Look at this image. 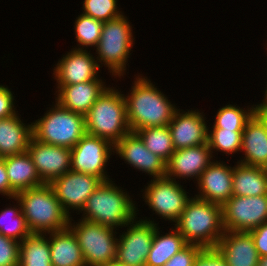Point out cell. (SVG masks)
<instances>
[{
	"label": "cell",
	"instance_id": "obj_1",
	"mask_svg": "<svg viewBox=\"0 0 267 266\" xmlns=\"http://www.w3.org/2000/svg\"><path fill=\"white\" fill-rule=\"evenodd\" d=\"M132 92L124 96L131 132L147 127L165 126L177 108L145 77H137Z\"/></svg>",
	"mask_w": 267,
	"mask_h": 266
},
{
	"label": "cell",
	"instance_id": "obj_2",
	"mask_svg": "<svg viewBox=\"0 0 267 266\" xmlns=\"http://www.w3.org/2000/svg\"><path fill=\"white\" fill-rule=\"evenodd\" d=\"M175 228L187 244L213 249L225 232L222 206L198 197L191 198L175 223Z\"/></svg>",
	"mask_w": 267,
	"mask_h": 266
},
{
	"label": "cell",
	"instance_id": "obj_3",
	"mask_svg": "<svg viewBox=\"0 0 267 266\" xmlns=\"http://www.w3.org/2000/svg\"><path fill=\"white\" fill-rule=\"evenodd\" d=\"M16 198L21 203V211L31 233L45 232L46 235L68 228L71 217L63 210L50 184L21 191Z\"/></svg>",
	"mask_w": 267,
	"mask_h": 266
},
{
	"label": "cell",
	"instance_id": "obj_4",
	"mask_svg": "<svg viewBox=\"0 0 267 266\" xmlns=\"http://www.w3.org/2000/svg\"><path fill=\"white\" fill-rule=\"evenodd\" d=\"M86 133L115 145L131 132L124 94L106 88L85 115Z\"/></svg>",
	"mask_w": 267,
	"mask_h": 266
},
{
	"label": "cell",
	"instance_id": "obj_5",
	"mask_svg": "<svg viewBox=\"0 0 267 266\" xmlns=\"http://www.w3.org/2000/svg\"><path fill=\"white\" fill-rule=\"evenodd\" d=\"M112 180L102 181L89 196L82 219L116 229L127 226L136 216V208L127 193L112 184Z\"/></svg>",
	"mask_w": 267,
	"mask_h": 266
},
{
	"label": "cell",
	"instance_id": "obj_6",
	"mask_svg": "<svg viewBox=\"0 0 267 266\" xmlns=\"http://www.w3.org/2000/svg\"><path fill=\"white\" fill-rule=\"evenodd\" d=\"M48 111L32 124L33 137L45 144L72 149L86 134L85 116L65 109L57 102Z\"/></svg>",
	"mask_w": 267,
	"mask_h": 266
},
{
	"label": "cell",
	"instance_id": "obj_7",
	"mask_svg": "<svg viewBox=\"0 0 267 266\" xmlns=\"http://www.w3.org/2000/svg\"><path fill=\"white\" fill-rule=\"evenodd\" d=\"M131 28L124 15L103 22L100 40L96 46V61L104 62V66L106 65L114 76L120 77L126 70V61L133 47Z\"/></svg>",
	"mask_w": 267,
	"mask_h": 266
},
{
	"label": "cell",
	"instance_id": "obj_8",
	"mask_svg": "<svg viewBox=\"0 0 267 266\" xmlns=\"http://www.w3.org/2000/svg\"><path fill=\"white\" fill-rule=\"evenodd\" d=\"M69 228L77 237L86 266H102L116 259L118 238L114 229L98 223L81 220Z\"/></svg>",
	"mask_w": 267,
	"mask_h": 266
},
{
	"label": "cell",
	"instance_id": "obj_9",
	"mask_svg": "<svg viewBox=\"0 0 267 266\" xmlns=\"http://www.w3.org/2000/svg\"><path fill=\"white\" fill-rule=\"evenodd\" d=\"M225 231H245L267 222V195L235 196L222 205Z\"/></svg>",
	"mask_w": 267,
	"mask_h": 266
},
{
	"label": "cell",
	"instance_id": "obj_10",
	"mask_svg": "<svg viewBox=\"0 0 267 266\" xmlns=\"http://www.w3.org/2000/svg\"><path fill=\"white\" fill-rule=\"evenodd\" d=\"M111 150H114V145L108 140L86 133L71 149V170L108 181L104 169Z\"/></svg>",
	"mask_w": 267,
	"mask_h": 266
},
{
	"label": "cell",
	"instance_id": "obj_11",
	"mask_svg": "<svg viewBox=\"0 0 267 266\" xmlns=\"http://www.w3.org/2000/svg\"><path fill=\"white\" fill-rule=\"evenodd\" d=\"M145 202L163 219L177 222L191 199L176 179L167 177L151 180L145 188ZM189 197V198H188Z\"/></svg>",
	"mask_w": 267,
	"mask_h": 266
},
{
	"label": "cell",
	"instance_id": "obj_12",
	"mask_svg": "<svg viewBox=\"0 0 267 266\" xmlns=\"http://www.w3.org/2000/svg\"><path fill=\"white\" fill-rule=\"evenodd\" d=\"M140 220L128 224L129 229L118 239L116 260L127 266H146L157 224Z\"/></svg>",
	"mask_w": 267,
	"mask_h": 266
},
{
	"label": "cell",
	"instance_id": "obj_13",
	"mask_svg": "<svg viewBox=\"0 0 267 266\" xmlns=\"http://www.w3.org/2000/svg\"><path fill=\"white\" fill-rule=\"evenodd\" d=\"M102 180L94 175L69 170L54 179L50 185L63 210L69 215V210H81L87 199L100 185Z\"/></svg>",
	"mask_w": 267,
	"mask_h": 266
},
{
	"label": "cell",
	"instance_id": "obj_14",
	"mask_svg": "<svg viewBox=\"0 0 267 266\" xmlns=\"http://www.w3.org/2000/svg\"><path fill=\"white\" fill-rule=\"evenodd\" d=\"M27 152L45 184H50L54 179L71 170V149L67 147L45 144L32 136Z\"/></svg>",
	"mask_w": 267,
	"mask_h": 266
},
{
	"label": "cell",
	"instance_id": "obj_15",
	"mask_svg": "<svg viewBox=\"0 0 267 266\" xmlns=\"http://www.w3.org/2000/svg\"><path fill=\"white\" fill-rule=\"evenodd\" d=\"M114 151L129 165L150 174L153 179L166 177V162L147 149L136 133L123 136L114 145Z\"/></svg>",
	"mask_w": 267,
	"mask_h": 266
},
{
	"label": "cell",
	"instance_id": "obj_16",
	"mask_svg": "<svg viewBox=\"0 0 267 266\" xmlns=\"http://www.w3.org/2000/svg\"><path fill=\"white\" fill-rule=\"evenodd\" d=\"M177 109L168 127L176 150L208 143L207 124L199 111L179 112Z\"/></svg>",
	"mask_w": 267,
	"mask_h": 266
},
{
	"label": "cell",
	"instance_id": "obj_17",
	"mask_svg": "<svg viewBox=\"0 0 267 266\" xmlns=\"http://www.w3.org/2000/svg\"><path fill=\"white\" fill-rule=\"evenodd\" d=\"M54 77L57 85H72L96 80L100 64L82 48H74L56 64Z\"/></svg>",
	"mask_w": 267,
	"mask_h": 266
},
{
	"label": "cell",
	"instance_id": "obj_18",
	"mask_svg": "<svg viewBox=\"0 0 267 266\" xmlns=\"http://www.w3.org/2000/svg\"><path fill=\"white\" fill-rule=\"evenodd\" d=\"M212 153L208 143L176 150L166 163V177L174 180L176 177L183 179L195 176L198 181L202 172L212 163Z\"/></svg>",
	"mask_w": 267,
	"mask_h": 266
},
{
	"label": "cell",
	"instance_id": "obj_19",
	"mask_svg": "<svg viewBox=\"0 0 267 266\" xmlns=\"http://www.w3.org/2000/svg\"><path fill=\"white\" fill-rule=\"evenodd\" d=\"M232 175V167L212 161L197 181L200 194L195 196L222 206L233 196Z\"/></svg>",
	"mask_w": 267,
	"mask_h": 266
},
{
	"label": "cell",
	"instance_id": "obj_20",
	"mask_svg": "<svg viewBox=\"0 0 267 266\" xmlns=\"http://www.w3.org/2000/svg\"><path fill=\"white\" fill-rule=\"evenodd\" d=\"M215 249L228 266H257L260 258L250 232L225 231Z\"/></svg>",
	"mask_w": 267,
	"mask_h": 266
},
{
	"label": "cell",
	"instance_id": "obj_21",
	"mask_svg": "<svg viewBox=\"0 0 267 266\" xmlns=\"http://www.w3.org/2000/svg\"><path fill=\"white\" fill-rule=\"evenodd\" d=\"M103 83L97 78L78 84L58 85L56 102L65 109L85 116L107 88Z\"/></svg>",
	"mask_w": 267,
	"mask_h": 266
},
{
	"label": "cell",
	"instance_id": "obj_22",
	"mask_svg": "<svg viewBox=\"0 0 267 266\" xmlns=\"http://www.w3.org/2000/svg\"><path fill=\"white\" fill-rule=\"evenodd\" d=\"M241 150L245 158L238 163L267 169V127L256 113L242 132Z\"/></svg>",
	"mask_w": 267,
	"mask_h": 266
},
{
	"label": "cell",
	"instance_id": "obj_23",
	"mask_svg": "<svg viewBox=\"0 0 267 266\" xmlns=\"http://www.w3.org/2000/svg\"><path fill=\"white\" fill-rule=\"evenodd\" d=\"M4 159L11 190L15 194L45 184L37 173L36 166L27 151L6 156Z\"/></svg>",
	"mask_w": 267,
	"mask_h": 266
},
{
	"label": "cell",
	"instance_id": "obj_24",
	"mask_svg": "<svg viewBox=\"0 0 267 266\" xmlns=\"http://www.w3.org/2000/svg\"><path fill=\"white\" fill-rule=\"evenodd\" d=\"M32 136V123L25 126L17 114L0 119V157L26 152Z\"/></svg>",
	"mask_w": 267,
	"mask_h": 266
},
{
	"label": "cell",
	"instance_id": "obj_25",
	"mask_svg": "<svg viewBox=\"0 0 267 266\" xmlns=\"http://www.w3.org/2000/svg\"><path fill=\"white\" fill-rule=\"evenodd\" d=\"M48 234L52 266H86L77 237L69 227Z\"/></svg>",
	"mask_w": 267,
	"mask_h": 266
},
{
	"label": "cell",
	"instance_id": "obj_26",
	"mask_svg": "<svg viewBox=\"0 0 267 266\" xmlns=\"http://www.w3.org/2000/svg\"><path fill=\"white\" fill-rule=\"evenodd\" d=\"M232 189L235 196L267 195V169L237 163L233 167Z\"/></svg>",
	"mask_w": 267,
	"mask_h": 266
},
{
	"label": "cell",
	"instance_id": "obj_27",
	"mask_svg": "<svg viewBox=\"0 0 267 266\" xmlns=\"http://www.w3.org/2000/svg\"><path fill=\"white\" fill-rule=\"evenodd\" d=\"M187 245L183 235L175 228L174 231L160 236L157 225L147 256L146 266H163L177 252Z\"/></svg>",
	"mask_w": 267,
	"mask_h": 266
},
{
	"label": "cell",
	"instance_id": "obj_28",
	"mask_svg": "<svg viewBox=\"0 0 267 266\" xmlns=\"http://www.w3.org/2000/svg\"><path fill=\"white\" fill-rule=\"evenodd\" d=\"M30 233L20 242L19 266H52L48 238Z\"/></svg>",
	"mask_w": 267,
	"mask_h": 266
},
{
	"label": "cell",
	"instance_id": "obj_29",
	"mask_svg": "<svg viewBox=\"0 0 267 266\" xmlns=\"http://www.w3.org/2000/svg\"><path fill=\"white\" fill-rule=\"evenodd\" d=\"M135 133L141 138L147 149L158 155L166 163L175 152L168 125L147 127L137 130Z\"/></svg>",
	"mask_w": 267,
	"mask_h": 266
},
{
	"label": "cell",
	"instance_id": "obj_30",
	"mask_svg": "<svg viewBox=\"0 0 267 266\" xmlns=\"http://www.w3.org/2000/svg\"><path fill=\"white\" fill-rule=\"evenodd\" d=\"M15 200H17L18 202V209L17 207H13V208H6L4 210L1 211L0 214V234L4 235L5 237L14 239L16 241L21 242L24 238H26L31 232L29 231L27 225H26V221L25 218L23 216V213L21 211V203L19 202V200L15 197L13 198ZM7 218L9 219V223L11 220L12 223L9 224H5V219L7 220ZM13 218V219H12Z\"/></svg>",
	"mask_w": 267,
	"mask_h": 266
},
{
	"label": "cell",
	"instance_id": "obj_31",
	"mask_svg": "<svg viewBox=\"0 0 267 266\" xmlns=\"http://www.w3.org/2000/svg\"><path fill=\"white\" fill-rule=\"evenodd\" d=\"M255 113V107L247 111L237 106L226 105L219 109L213 128H222L228 130H244L247 121Z\"/></svg>",
	"mask_w": 267,
	"mask_h": 266
},
{
	"label": "cell",
	"instance_id": "obj_32",
	"mask_svg": "<svg viewBox=\"0 0 267 266\" xmlns=\"http://www.w3.org/2000/svg\"><path fill=\"white\" fill-rule=\"evenodd\" d=\"M242 132L243 130L213 128L208 131L210 150L222 151L229 155L241 151Z\"/></svg>",
	"mask_w": 267,
	"mask_h": 266
},
{
	"label": "cell",
	"instance_id": "obj_33",
	"mask_svg": "<svg viewBox=\"0 0 267 266\" xmlns=\"http://www.w3.org/2000/svg\"><path fill=\"white\" fill-rule=\"evenodd\" d=\"M75 21L76 40L84 47H96L102 33L103 22L81 14Z\"/></svg>",
	"mask_w": 267,
	"mask_h": 266
},
{
	"label": "cell",
	"instance_id": "obj_34",
	"mask_svg": "<svg viewBox=\"0 0 267 266\" xmlns=\"http://www.w3.org/2000/svg\"><path fill=\"white\" fill-rule=\"evenodd\" d=\"M83 10V14L102 22L123 15L117 10V0H84Z\"/></svg>",
	"mask_w": 267,
	"mask_h": 266
},
{
	"label": "cell",
	"instance_id": "obj_35",
	"mask_svg": "<svg viewBox=\"0 0 267 266\" xmlns=\"http://www.w3.org/2000/svg\"><path fill=\"white\" fill-rule=\"evenodd\" d=\"M20 242L0 234V266H19Z\"/></svg>",
	"mask_w": 267,
	"mask_h": 266
},
{
	"label": "cell",
	"instance_id": "obj_36",
	"mask_svg": "<svg viewBox=\"0 0 267 266\" xmlns=\"http://www.w3.org/2000/svg\"><path fill=\"white\" fill-rule=\"evenodd\" d=\"M202 250L198 245L187 244L163 266H194L195 259Z\"/></svg>",
	"mask_w": 267,
	"mask_h": 266
},
{
	"label": "cell",
	"instance_id": "obj_37",
	"mask_svg": "<svg viewBox=\"0 0 267 266\" xmlns=\"http://www.w3.org/2000/svg\"><path fill=\"white\" fill-rule=\"evenodd\" d=\"M194 266H228L215 249H203L195 259Z\"/></svg>",
	"mask_w": 267,
	"mask_h": 266
},
{
	"label": "cell",
	"instance_id": "obj_38",
	"mask_svg": "<svg viewBox=\"0 0 267 266\" xmlns=\"http://www.w3.org/2000/svg\"><path fill=\"white\" fill-rule=\"evenodd\" d=\"M14 97L10 89L0 85V119L8 118L16 114Z\"/></svg>",
	"mask_w": 267,
	"mask_h": 266
},
{
	"label": "cell",
	"instance_id": "obj_39",
	"mask_svg": "<svg viewBox=\"0 0 267 266\" xmlns=\"http://www.w3.org/2000/svg\"><path fill=\"white\" fill-rule=\"evenodd\" d=\"M260 257L267 256V222L249 231Z\"/></svg>",
	"mask_w": 267,
	"mask_h": 266
},
{
	"label": "cell",
	"instance_id": "obj_40",
	"mask_svg": "<svg viewBox=\"0 0 267 266\" xmlns=\"http://www.w3.org/2000/svg\"><path fill=\"white\" fill-rule=\"evenodd\" d=\"M6 195L9 198H15L16 194L11 190V186L9 183L6 167H5V159L0 157V194Z\"/></svg>",
	"mask_w": 267,
	"mask_h": 266
},
{
	"label": "cell",
	"instance_id": "obj_41",
	"mask_svg": "<svg viewBox=\"0 0 267 266\" xmlns=\"http://www.w3.org/2000/svg\"><path fill=\"white\" fill-rule=\"evenodd\" d=\"M255 113L260 117V119L264 122L267 127V94H265V99L263 103L254 106Z\"/></svg>",
	"mask_w": 267,
	"mask_h": 266
},
{
	"label": "cell",
	"instance_id": "obj_42",
	"mask_svg": "<svg viewBox=\"0 0 267 266\" xmlns=\"http://www.w3.org/2000/svg\"><path fill=\"white\" fill-rule=\"evenodd\" d=\"M102 266H127V265L114 259L112 262H110L106 265H102Z\"/></svg>",
	"mask_w": 267,
	"mask_h": 266
},
{
	"label": "cell",
	"instance_id": "obj_43",
	"mask_svg": "<svg viewBox=\"0 0 267 266\" xmlns=\"http://www.w3.org/2000/svg\"><path fill=\"white\" fill-rule=\"evenodd\" d=\"M257 266H267V256L260 257Z\"/></svg>",
	"mask_w": 267,
	"mask_h": 266
}]
</instances>
